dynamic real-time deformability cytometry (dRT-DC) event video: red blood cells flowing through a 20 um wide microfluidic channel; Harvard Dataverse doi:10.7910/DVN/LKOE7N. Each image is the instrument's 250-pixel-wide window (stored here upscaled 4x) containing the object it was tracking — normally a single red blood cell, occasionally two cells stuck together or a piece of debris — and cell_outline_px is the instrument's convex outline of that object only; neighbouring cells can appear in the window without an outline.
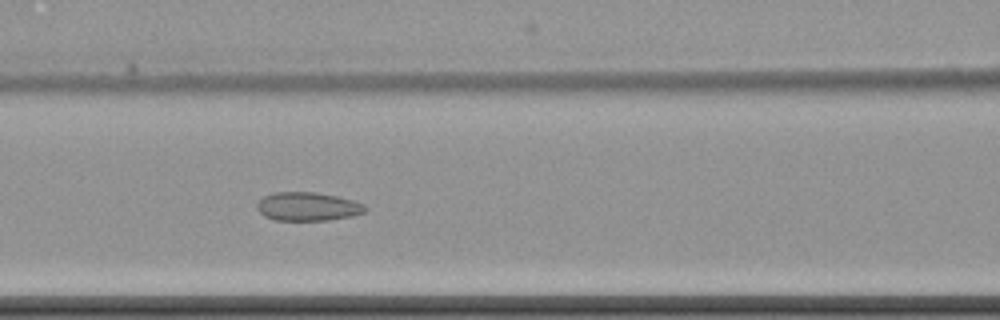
{"species": "common noctule bat (a hibernating species)", "species_latin": "Nyctalus noctula", "temperature_condition": "cold", "stored_images_in_passage": 8, "camera_frame_rate_fps": 3000, "um_per_image_px": 0.085, "animal": {"sex": "female", "body_mass_g": 22.7, "forearm_length_mm": 54.2}, "frame": {"image": 1, "passage_image": 8, "time_ms": 9.333, "image_size_px": [1000, 320], "cell_outline_px": [[368, 208], [364, 212], [352, 216], [328, 220], [276, 220], [264, 216], [256, 208], [256, 204], [264, 196], [272, 192], [316, 192], [336, 196], [352, 200], [364, 204]], "centroid_in_image_um": [26.15, 17.55], "position_along_channel_um": 140.5, "area_um2": 18.03}}